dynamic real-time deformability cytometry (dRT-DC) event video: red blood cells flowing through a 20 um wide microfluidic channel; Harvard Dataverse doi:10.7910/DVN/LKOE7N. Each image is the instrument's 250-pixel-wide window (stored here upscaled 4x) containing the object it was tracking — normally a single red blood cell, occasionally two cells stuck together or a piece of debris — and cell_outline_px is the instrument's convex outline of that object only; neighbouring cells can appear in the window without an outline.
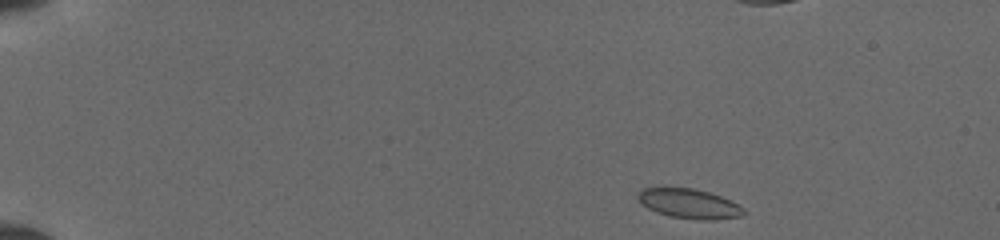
{"species": "common noctule bat (a hibernating species)", "species_latin": "Nyctalus noctula", "temperature_condition": "cold", "stored_images_in_passage": 45, "camera_frame_rate_fps": 3000, "um_per_image_px": 0.085, "animal": {"sex": "female", "body_mass_g": 19.5, "forearm_length_mm": 54.1}, "frame": {"image": 1, "passage_image": 1, "time_ms": 0.0, "image_size_px": [1000, 240], "cell_outline_px": [[744, 212], [740, 216], [712, 220], [700, 220], [668, 216], [656, 212], [648, 208], [636, 196], [644, 188], [692, 188], [708, 192], [720, 196], [744, 208]], "centroid_in_image_um": [58.57, 17.32], "position_along_channel_um": 26.4, "area_um2": 17.86}}
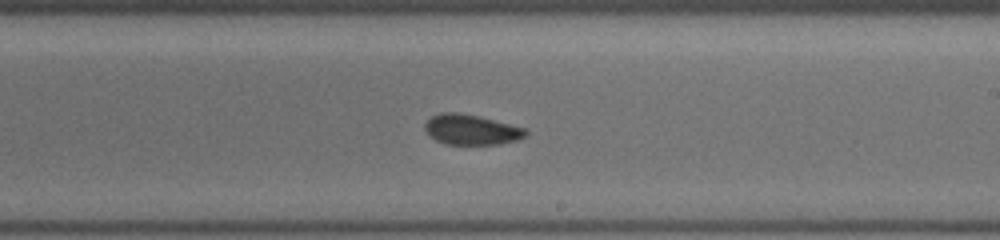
{"frame": {"image": 2, "passage_image": 25, "time_ms": 8.0, "image_size_px": [1000, 240], "cell_outline_px": [[528, 132], [524, 136], [516, 140], [500, 144], [444, 144], [436, 140], [424, 128], [424, 124], [432, 116], [440, 112], [460, 112], [480, 116], [524, 128]], "centroid_in_image_um": [40.04, 11.01], "position_along_channel_um": 249.0, "area_um2": 17.63}}
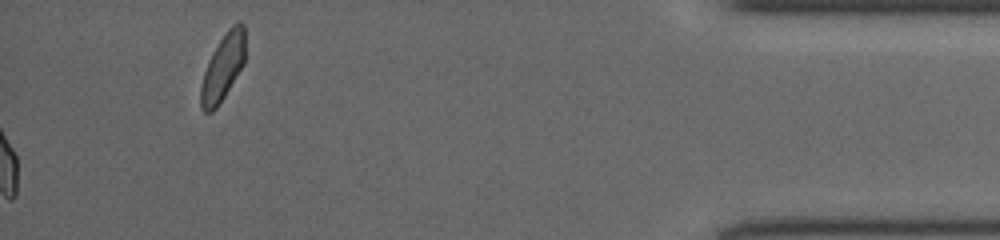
{"frame": {"image": 3, "passage_image": 45, "time_ms": 14.667, "image_size_px": [1000, 240], "cell_outline_px": [[244, 64], [224, 96], [216, 108], [212, 112], [204, 112], [200, 108], [200, 88], [204, 72], [208, 60], [212, 52], [228, 28], [232, 24], [240, 20], [244, 24]], "centroid_in_image_um": [18.93, 5.72], "position_along_channel_um": 416.3, "area_um2": 17.17}}